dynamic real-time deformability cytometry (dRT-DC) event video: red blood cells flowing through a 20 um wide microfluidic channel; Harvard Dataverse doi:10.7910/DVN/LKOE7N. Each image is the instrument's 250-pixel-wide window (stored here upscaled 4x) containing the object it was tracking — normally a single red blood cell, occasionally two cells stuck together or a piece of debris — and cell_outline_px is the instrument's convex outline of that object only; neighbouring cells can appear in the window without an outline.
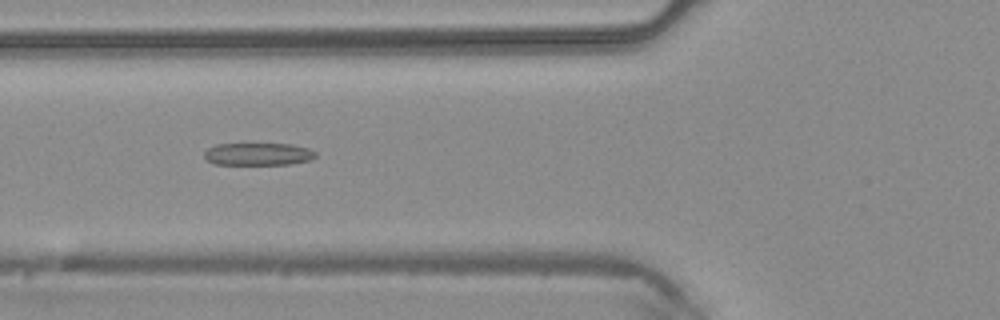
{"species": "common noctule bat (a hibernating species)", "species_latin": "Nyctalus noctula", "temperature_condition": "warm", "stored_images_in_passage": 45, "camera_frame_rate_fps": 3000, "um_per_image_px": 0.085, "animal": {"sex": "male", "body_mass_g": 20.4}, "frame": {"image": 1, "passage_image": 17, "time_ms": 5.333, "image_size_px": [1000, 320], "cell_outline_px": [[316, 156], [308, 160], [288, 164], [216, 164], [208, 160], [204, 156], [204, 152], [208, 148], [216, 144], [292, 144], [308, 148], [316, 152]], "centroid_in_image_um": [21.93, 13.09], "position_along_channel_um": 103.9, "area_um2": 14.39}}
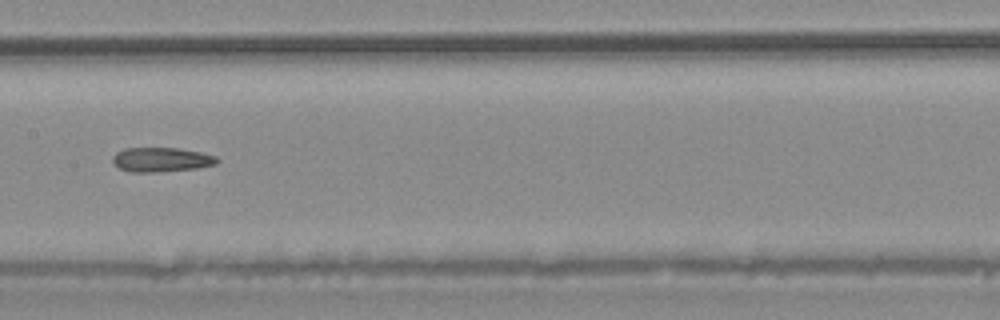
{"frame": {"image": 2, "passage_image": 23, "time_ms": 7.333, "image_size_px": [1000, 320], "cell_outline_px": [[220, 160], [216, 164], [196, 168], [156, 172], [132, 172], [120, 168], [112, 160], [112, 156], [116, 152], [124, 148], [176, 148], [200, 152], [216, 156]], "centroid_in_image_um": [13.71, 13.56], "position_along_channel_um": 193.7, "area_um2": 14.74}}
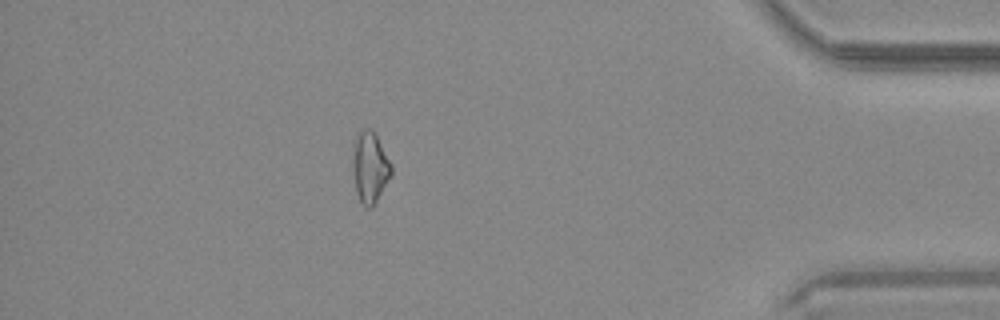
{"frame": {"image": 3, "passage_image": 40, "time_ms": 13.0, "image_size_px": [1000, 320], "cell_outline_px": [[392, 176], [372, 208], [368, 208], [360, 204], [356, 192], [352, 168], [352, 160], [356, 140], [360, 132], [364, 128], [372, 128], [392, 164]], "centroid_in_image_um": [31.46, 14.27], "position_along_channel_um": 403.7, "area_um2": 16.07}}